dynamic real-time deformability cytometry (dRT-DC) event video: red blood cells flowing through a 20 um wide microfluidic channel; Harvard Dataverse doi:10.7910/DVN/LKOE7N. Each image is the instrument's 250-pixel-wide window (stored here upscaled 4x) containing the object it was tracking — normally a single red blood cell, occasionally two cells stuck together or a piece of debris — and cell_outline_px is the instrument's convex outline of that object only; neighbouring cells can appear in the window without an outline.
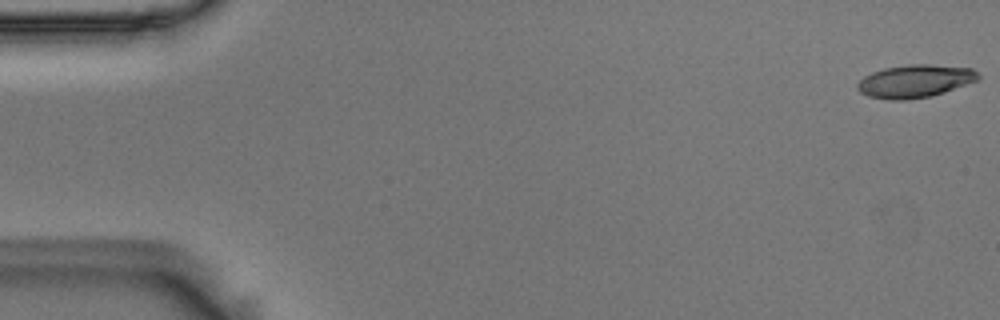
{"species": "Egyptian fruit bat (a non-hibernating species)", "species_latin": "Rousettus aegyptiacus", "temperature_condition": "room temperature", "stored_images_in_passage": 55, "camera_frame_rate_fps": 3000, "um_per_image_px": 0.085, "animal": {"sex": "male"}, "frame": {"image": 1, "passage_image": 1, "time_ms": 0.0, "image_size_px": [1000, 320], "cell_outline_px": [[980, 80], [944, 92], [928, 96], [908, 100], [888, 100], [868, 96], [860, 92], [856, 88], [856, 84], [864, 76], [872, 72], [884, 68], [908, 64], [932, 64], [972, 68], [980, 76]], "centroid_in_image_um": [77.77, 6.89], "position_along_channel_um": 7.2, "area_um2": 23.29}}
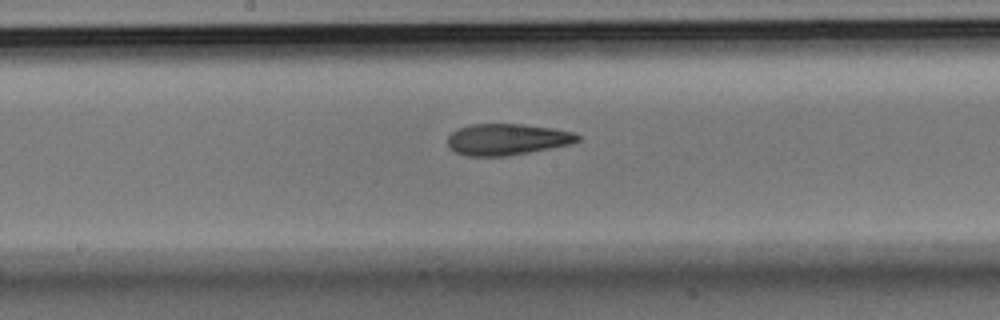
{"frame": {"image": 2, "passage_image": 29, "time_ms": 9.333, "image_size_px": [1000, 320], "cell_outline_px": [[580, 140], [572, 144], [508, 156], [468, 156], [456, 152], [448, 148], [448, 136], [452, 132], [468, 124], [524, 124], [552, 128], [572, 132], [580, 136]], "centroid_in_image_um": [43.1, 11.85], "position_along_channel_um": 205.1, "area_um2": 23.81}}
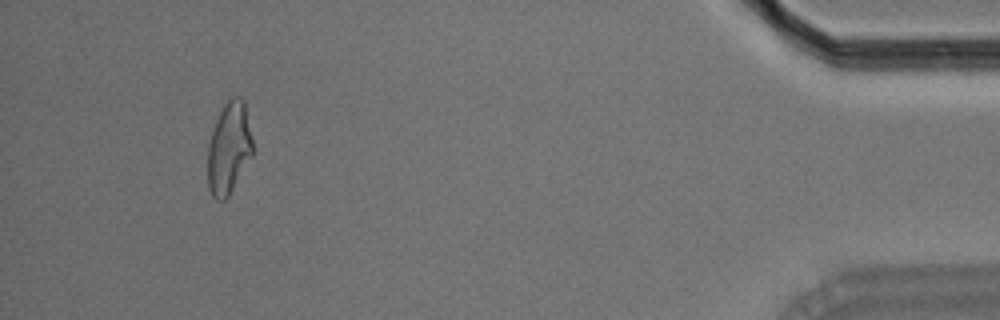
{"frame": {"image": 3, "passage_image": 52, "time_ms": 17.0, "image_size_px": [1000, 320], "cell_outline_px": [[252, 156], [228, 196], [224, 200], [216, 200], [212, 196], [208, 188], [208, 144], [216, 120], [224, 104], [232, 96], [240, 96], [244, 100], [252, 140]], "centroid_in_image_um": [19.45, 12.59], "position_along_channel_um": 415.7, "area_um2": 23.87}, "authors_computed_cell_mechanics": {"area_um2": 23.8714, "velocity_mm_per_s": 3.6243, "shape_relaxation_time_tau1_ms": null, "shape_relaxation_time_tau2_ms": 3.1037, "deformation_change_tau1": null, "deformation_change_tau2": 0.1188}}